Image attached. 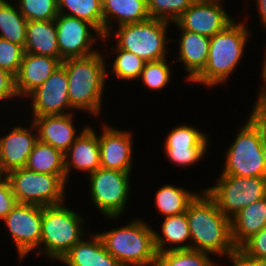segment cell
Returning a JSON list of instances; mask_svg holds the SVG:
<instances>
[{"label": "cell", "mask_w": 266, "mask_h": 266, "mask_svg": "<svg viewBox=\"0 0 266 266\" xmlns=\"http://www.w3.org/2000/svg\"><path fill=\"white\" fill-rule=\"evenodd\" d=\"M192 3H213L219 2L220 0H190Z\"/></svg>", "instance_id": "cell-44"}, {"label": "cell", "mask_w": 266, "mask_h": 266, "mask_svg": "<svg viewBox=\"0 0 266 266\" xmlns=\"http://www.w3.org/2000/svg\"><path fill=\"white\" fill-rule=\"evenodd\" d=\"M61 64L62 61L58 58L24 52L19 71L15 76L17 96H28L41 86Z\"/></svg>", "instance_id": "cell-17"}, {"label": "cell", "mask_w": 266, "mask_h": 266, "mask_svg": "<svg viewBox=\"0 0 266 266\" xmlns=\"http://www.w3.org/2000/svg\"><path fill=\"white\" fill-rule=\"evenodd\" d=\"M181 30L180 57L177 61L183 62L189 73L188 80L193 81L207 64L210 38L182 28Z\"/></svg>", "instance_id": "cell-22"}, {"label": "cell", "mask_w": 266, "mask_h": 266, "mask_svg": "<svg viewBox=\"0 0 266 266\" xmlns=\"http://www.w3.org/2000/svg\"><path fill=\"white\" fill-rule=\"evenodd\" d=\"M230 259L234 266H266V259L248 257L239 248H237Z\"/></svg>", "instance_id": "cell-41"}, {"label": "cell", "mask_w": 266, "mask_h": 266, "mask_svg": "<svg viewBox=\"0 0 266 266\" xmlns=\"http://www.w3.org/2000/svg\"><path fill=\"white\" fill-rule=\"evenodd\" d=\"M214 263L205 252L175 249L157 253L155 266H216Z\"/></svg>", "instance_id": "cell-31"}, {"label": "cell", "mask_w": 266, "mask_h": 266, "mask_svg": "<svg viewBox=\"0 0 266 266\" xmlns=\"http://www.w3.org/2000/svg\"><path fill=\"white\" fill-rule=\"evenodd\" d=\"M192 2L190 0H147L150 18L175 22Z\"/></svg>", "instance_id": "cell-33"}, {"label": "cell", "mask_w": 266, "mask_h": 266, "mask_svg": "<svg viewBox=\"0 0 266 266\" xmlns=\"http://www.w3.org/2000/svg\"><path fill=\"white\" fill-rule=\"evenodd\" d=\"M186 216L193 245H182L166 250L193 249L230 258L237 250L232 240L231 219L226 217L204 191L189 204ZM195 245V246H194Z\"/></svg>", "instance_id": "cell-1"}, {"label": "cell", "mask_w": 266, "mask_h": 266, "mask_svg": "<svg viewBox=\"0 0 266 266\" xmlns=\"http://www.w3.org/2000/svg\"><path fill=\"white\" fill-rule=\"evenodd\" d=\"M162 233L164 238L154 232V246L157 253L166 251V248L164 247L167 242L171 244H179L191 239L186 212L165 217L162 224Z\"/></svg>", "instance_id": "cell-29"}, {"label": "cell", "mask_w": 266, "mask_h": 266, "mask_svg": "<svg viewBox=\"0 0 266 266\" xmlns=\"http://www.w3.org/2000/svg\"><path fill=\"white\" fill-rule=\"evenodd\" d=\"M265 55H266V53H265ZM263 64H264V66H263L262 76H263L264 83H266V58H265V61ZM259 92H260V94H258L259 98H266V88L263 87L262 92L261 91H259Z\"/></svg>", "instance_id": "cell-43"}, {"label": "cell", "mask_w": 266, "mask_h": 266, "mask_svg": "<svg viewBox=\"0 0 266 266\" xmlns=\"http://www.w3.org/2000/svg\"><path fill=\"white\" fill-rule=\"evenodd\" d=\"M140 78L151 89H162L170 80V68L165 59L146 62Z\"/></svg>", "instance_id": "cell-35"}, {"label": "cell", "mask_w": 266, "mask_h": 266, "mask_svg": "<svg viewBox=\"0 0 266 266\" xmlns=\"http://www.w3.org/2000/svg\"><path fill=\"white\" fill-rule=\"evenodd\" d=\"M108 253L123 266H155L154 231L142 220L99 233Z\"/></svg>", "instance_id": "cell-4"}, {"label": "cell", "mask_w": 266, "mask_h": 266, "mask_svg": "<svg viewBox=\"0 0 266 266\" xmlns=\"http://www.w3.org/2000/svg\"><path fill=\"white\" fill-rule=\"evenodd\" d=\"M82 221L81 216L62 204L42 207L40 244H45V254L61 260L82 239Z\"/></svg>", "instance_id": "cell-5"}, {"label": "cell", "mask_w": 266, "mask_h": 266, "mask_svg": "<svg viewBox=\"0 0 266 266\" xmlns=\"http://www.w3.org/2000/svg\"><path fill=\"white\" fill-rule=\"evenodd\" d=\"M24 52L60 59L55 20L28 21Z\"/></svg>", "instance_id": "cell-24"}, {"label": "cell", "mask_w": 266, "mask_h": 266, "mask_svg": "<svg viewBox=\"0 0 266 266\" xmlns=\"http://www.w3.org/2000/svg\"><path fill=\"white\" fill-rule=\"evenodd\" d=\"M27 23L24 15L5 0H0V37L25 47Z\"/></svg>", "instance_id": "cell-27"}, {"label": "cell", "mask_w": 266, "mask_h": 266, "mask_svg": "<svg viewBox=\"0 0 266 266\" xmlns=\"http://www.w3.org/2000/svg\"><path fill=\"white\" fill-rule=\"evenodd\" d=\"M64 153L49 144L37 141L29 155L26 168L50 175H66Z\"/></svg>", "instance_id": "cell-26"}, {"label": "cell", "mask_w": 266, "mask_h": 266, "mask_svg": "<svg viewBox=\"0 0 266 266\" xmlns=\"http://www.w3.org/2000/svg\"><path fill=\"white\" fill-rule=\"evenodd\" d=\"M104 63V58L99 52L62 61L67 73L68 97L72 109L99 114L107 75Z\"/></svg>", "instance_id": "cell-2"}, {"label": "cell", "mask_w": 266, "mask_h": 266, "mask_svg": "<svg viewBox=\"0 0 266 266\" xmlns=\"http://www.w3.org/2000/svg\"><path fill=\"white\" fill-rule=\"evenodd\" d=\"M98 142L101 168L121 172L131 171L132 142L130 132L115 130V128L105 125Z\"/></svg>", "instance_id": "cell-16"}, {"label": "cell", "mask_w": 266, "mask_h": 266, "mask_svg": "<svg viewBox=\"0 0 266 266\" xmlns=\"http://www.w3.org/2000/svg\"><path fill=\"white\" fill-rule=\"evenodd\" d=\"M204 191L218 209L231 219L246 206L266 197V177L221 174L217 185Z\"/></svg>", "instance_id": "cell-8"}, {"label": "cell", "mask_w": 266, "mask_h": 266, "mask_svg": "<svg viewBox=\"0 0 266 266\" xmlns=\"http://www.w3.org/2000/svg\"><path fill=\"white\" fill-rule=\"evenodd\" d=\"M103 40L111 34L110 20L117 18L120 25L139 23L150 19L147 0H102ZM109 23V24H108Z\"/></svg>", "instance_id": "cell-23"}, {"label": "cell", "mask_w": 266, "mask_h": 266, "mask_svg": "<svg viewBox=\"0 0 266 266\" xmlns=\"http://www.w3.org/2000/svg\"><path fill=\"white\" fill-rule=\"evenodd\" d=\"M19 11L27 21L55 20L59 15L57 0H18Z\"/></svg>", "instance_id": "cell-32"}, {"label": "cell", "mask_w": 266, "mask_h": 266, "mask_svg": "<svg viewBox=\"0 0 266 266\" xmlns=\"http://www.w3.org/2000/svg\"><path fill=\"white\" fill-rule=\"evenodd\" d=\"M16 96L15 77L0 68V100Z\"/></svg>", "instance_id": "cell-40"}, {"label": "cell", "mask_w": 266, "mask_h": 266, "mask_svg": "<svg viewBox=\"0 0 266 266\" xmlns=\"http://www.w3.org/2000/svg\"><path fill=\"white\" fill-rule=\"evenodd\" d=\"M265 167H266V149H265Z\"/></svg>", "instance_id": "cell-46"}, {"label": "cell", "mask_w": 266, "mask_h": 266, "mask_svg": "<svg viewBox=\"0 0 266 266\" xmlns=\"http://www.w3.org/2000/svg\"><path fill=\"white\" fill-rule=\"evenodd\" d=\"M207 137L194 127L181 125L166 137L164 149L173 163L188 166L201 160L206 152Z\"/></svg>", "instance_id": "cell-15"}, {"label": "cell", "mask_w": 266, "mask_h": 266, "mask_svg": "<svg viewBox=\"0 0 266 266\" xmlns=\"http://www.w3.org/2000/svg\"><path fill=\"white\" fill-rule=\"evenodd\" d=\"M239 249L248 257L266 259V226L247 239Z\"/></svg>", "instance_id": "cell-37"}, {"label": "cell", "mask_w": 266, "mask_h": 266, "mask_svg": "<svg viewBox=\"0 0 266 266\" xmlns=\"http://www.w3.org/2000/svg\"><path fill=\"white\" fill-rule=\"evenodd\" d=\"M89 175L93 203L104 215L119 216L128 200L130 172L100 167Z\"/></svg>", "instance_id": "cell-10"}, {"label": "cell", "mask_w": 266, "mask_h": 266, "mask_svg": "<svg viewBox=\"0 0 266 266\" xmlns=\"http://www.w3.org/2000/svg\"><path fill=\"white\" fill-rule=\"evenodd\" d=\"M55 24L61 61L69 58L86 57L97 52L90 48L97 38L91 35L89 29L96 31L102 39L103 35L93 24L63 14H59L55 18Z\"/></svg>", "instance_id": "cell-11"}, {"label": "cell", "mask_w": 266, "mask_h": 266, "mask_svg": "<svg viewBox=\"0 0 266 266\" xmlns=\"http://www.w3.org/2000/svg\"><path fill=\"white\" fill-rule=\"evenodd\" d=\"M23 55L24 48L22 46L0 37L1 69L9 72L15 77L19 71Z\"/></svg>", "instance_id": "cell-36"}, {"label": "cell", "mask_w": 266, "mask_h": 266, "mask_svg": "<svg viewBox=\"0 0 266 266\" xmlns=\"http://www.w3.org/2000/svg\"><path fill=\"white\" fill-rule=\"evenodd\" d=\"M3 221L8 226L21 259L40 245L42 206L17 203Z\"/></svg>", "instance_id": "cell-12"}, {"label": "cell", "mask_w": 266, "mask_h": 266, "mask_svg": "<svg viewBox=\"0 0 266 266\" xmlns=\"http://www.w3.org/2000/svg\"><path fill=\"white\" fill-rule=\"evenodd\" d=\"M33 117L62 115L71 105L68 97V78L65 67L61 64L52 75L38 88L31 92Z\"/></svg>", "instance_id": "cell-13"}, {"label": "cell", "mask_w": 266, "mask_h": 266, "mask_svg": "<svg viewBox=\"0 0 266 266\" xmlns=\"http://www.w3.org/2000/svg\"><path fill=\"white\" fill-rule=\"evenodd\" d=\"M6 175V173L2 170L1 166H0V180L3 178V176Z\"/></svg>", "instance_id": "cell-45"}, {"label": "cell", "mask_w": 266, "mask_h": 266, "mask_svg": "<svg viewBox=\"0 0 266 266\" xmlns=\"http://www.w3.org/2000/svg\"><path fill=\"white\" fill-rule=\"evenodd\" d=\"M233 22L219 2L192 3L174 22L179 28L211 38Z\"/></svg>", "instance_id": "cell-14"}, {"label": "cell", "mask_w": 266, "mask_h": 266, "mask_svg": "<svg viewBox=\"0 0 266 266\" xmlns=\"http://www.w3.org/2000/svg\"><path fill=\"white\" fill-rule=\"evenodd\" d=\"M59 14L73 16L93 24L103 35L102 0H57ZM68 9L70 12L63 13Z\"/></svg>", "instance_id": "cell-30"}, {"label": "cell", "mask_w": 266, "mask_h": 266, "mask_svg": "<svg viewBox=\"0 0 266 266\" xmlns=\"http://www.w3.org/2000/svg\"><path fill=\"white\" fill-rule=\"evenodd\" d=\"M263 25L266 27V0H256Z\"/></svg>", "instance_id": "cell-42"}, {"label": "cell", "mask_w": 266, "mask_h": 266, "mask_svg": "<svg viewBox=\"0 0 266 266\" xmlns=\"http://www.w3.org/2000/svg\"><path fill=\"white\" fill-rule=\"evenodd\" d=\"M60 261L68 266H123L108 253L99 234L78 241Z\"/></svg>", "instance_id": "cell-21"}, {"label": "cell", "mask_w": 266, "mask_h": 266, "mask_svg": "<svg viewBox=\"0 0 266 266\" xmlns=\"http://www.w3.org/2000/svg\"><path fill=\"white\" fill-rule=\"evenodd\" d=\"M266 226V197L239 211L231 218L232 240L239 248Z\"/></svg>", "instance_id": "cell-25"}, {"label": "cell", "mask_w": 266, "mask_h": 266, "mask_svg": "<svg viewBox=\"0 0 266 266\" xmlns=\"http://www.w3.org/2000/svg\"><path fill=\"white\" fill-rule=\"evenodd\" d=\"M16 204L9 177L4 175L0 180V219L3 220Z\"/></svg>", "instance_id": "cell-38"}, {"label": "cell", "mask_w": 266, "mask_h": 266, "mask_svg": "<svg viewBox=\"0 0 266 266\" xmlns=\"http://www.w3.org/2000/svg\"><path fill=\"white\" fill-rule=\"evenodd\" d=\"M38 141L28 128L15 127L8 135L0 138V166L7 174L9 171L26 167L30 153Z\"/></svg>", "instance_id": "cell-18"}, {"label": "cell", "mask_w": 266, "mask_h": 266, "mask_svg": "<svg viewBox=\"0 0 266 266\" xmlns=\"http://www.w3.org/2000/svg\"><path fill=\"white\" fill-rule=\"evenodd\" d=\"M169 21L150 18L139 23L120 25L117 47L134 53L146 62L166 58V30Z\"/></svg>", "instance_id": "cell-9"}, {"label": "cell", "mask_w": 266, "mask_h": 266, "mask_svg": "<svg viewBox=\"0 0 266 266\" xmlns=\"http://www.w3.org/2000/svg\"><path fill=\"white\" fill-rule=\"evenodd\" d=\"M73 115L34 117L31 129L38 131V140L65 153L76 140Z\"/></svg>", "instance_id": "cell-19"}, {"label": "cell", "mask_w": 266, "mask_h": 266, "mask_svg": "<svg viewBox=\"0 0 266 266\" xmlns=\"http://www.w3.org/2000/svg\"><path fill=\"white\" fill-rule=\"evenodd\" d=\"M117 57L113 63V72L118 78L136 79L139 78L146 61L136 56L134 53L121 48H116Z\"/></svg>", "instance_id": "cell-34"}, {"label": "cell", "mask_w": 266, "mask_h": 266, "mask_svg": "<svg viewBox=\"0 0 266 266\" xmlns=\"http://www.w3.org/2000/svg\"><path fill=\"white\" fill-rule=\"evenodd\" d=\"M246 29L244 24L233 21L223 31L212 36L207 64L192 82L211 87L227 80L242 58L249 37Z\"/></svg>", "instance_id": "cell-3"}, {"label": "cell", "mask_w": 266, "mask_h": 266, "mask_svg": "<svg viewBox=\"0 0 266 266\" xmlns=\"http://www.w3.org/2000/svg\"><path fill=\"white\" fill-rule=\"evenodd\" d=\"M249 120L259 129L266 143V98H259L254 104Z\"/></svg>", "instance_id": "cell-39"}, {"label": "cell", "mask_w": 266, "mask_h": 266, "mask_svg": "<svg viewBox=\"0 0 266 266\" xmlns=\"http://www.w3.org/2000/svg\"><path fill=\"white\" fill-rule=\"evenodd\" d=\"M197 195L170 184L158 190L155 201L159 212L168 217L185 213Z\"/></svg>", "instance_id": "cell-28"}, {"label": "cell", "mask_w": 266, "mask_h": 266, "mask_svg": "<svg viewBox=\"0 0 266 266\" xmlns=\"http://www.w3.org/2000/svg\"><path fill=\"white\" fill-rule=\"evenodd\" d=\"M265 149L266 143L259 129L248 120L227 151L222 174L266 177Z\"/></svg>", "instance_id": "cell-7"}, {"label": "cell", "mask_w": 266, "mask_h": 266, "mask_svg": "<svg viewBox=\"0 0 266 266\" xmlns=\"http://www.w3.org/2000/svg\"><path fill=\"white\" fill-rule=\"evenodd\" d=\"M76 136L75 142L64 153L66 178L72 166L90 174L101 167L98 136L93 129L86 127Z\"/></svg>", "instance_id": "cell-20"}, {"label": "cell", "mask_w": 266, "mask_h": 266, "mask_svg": "<svg viewBox=\"0 0 266 266\" xmlns=\"http://www.w3.org/2000/svg\"><path fill=\"white\" fill-rule=\"evenodd\" d=\"M6 175L17 203L46 207L63 202L66 175L38 173L26 167L11 170Z\"/></svg>", "instance_id": "cell-6"}]
</instances>
